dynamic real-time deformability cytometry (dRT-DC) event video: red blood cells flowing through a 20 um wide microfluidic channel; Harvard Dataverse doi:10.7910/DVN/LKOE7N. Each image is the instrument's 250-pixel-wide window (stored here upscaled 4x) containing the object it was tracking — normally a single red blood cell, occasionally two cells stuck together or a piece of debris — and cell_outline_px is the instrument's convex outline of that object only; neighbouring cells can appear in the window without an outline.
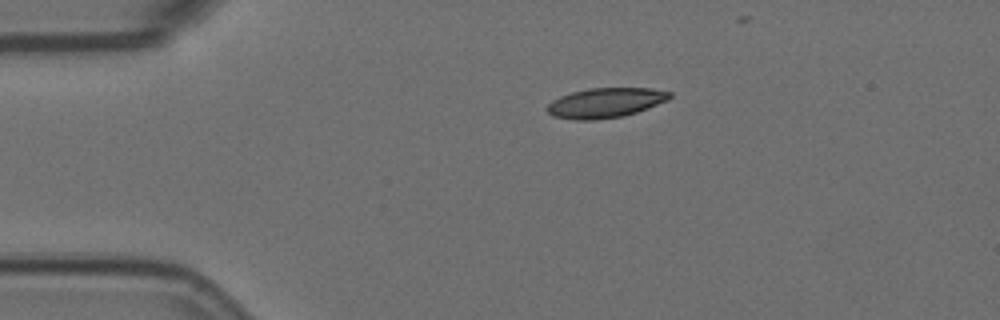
{"species": "Egyptian fruit bat (a non-hibernating species)", "species_latin": "Rousettus aegyptiacus", "temperature_condition": "room temperature", "stored_images_in_passage": 35, "camera_frame_rate_fps": 3000, "um_per_image_px": 0.085, "animal": {"sex": "female"}, "frame": {"image": 1, "passage_image": 1, "time_ms": 0.0, "image_size_px": [1000, 320], "cell_outline_px": [[672, 96], [668, 100], [648, 108], [624, 116], [592, 120], [576, 120], [552, 116], [544, 108], [552, 100], [560, 96], [572, 92], [588, 88], [652, 88], [672, 92]], "centroid_in_image_um": [51.45, 8.73], "position_along_channel_um": 33.5, "area_um2": 21.44}}
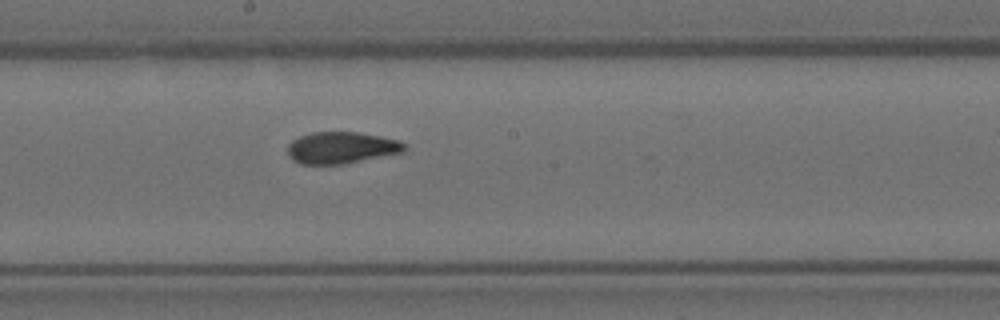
{"frame": {"image": 2, "passage_image": 20, "time_ms": 6.333, "image_size_px": [1000, 320], "cell_outline_px": [[408, 148], [404, 152], [340, 164], [300, 164], [292, 160], [288, 156], [288, 144], [292, 140], [300, 136], [312, 132], [356, 132], [380, 136], [400, 140]], "centroid_in_image_um": [29.01, 12.55], "position_along_channel_um": 219.2, "area_um2": 21.56}}
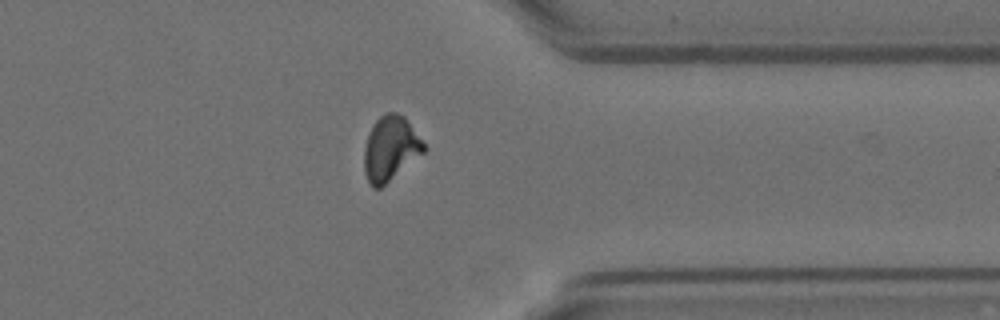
{"frame": {"image": 3, "passage_image": 34, "time_ms": 11.0, "image_size_px": [1000, 320], "cell_outline_px": [[428, 148], [424, 152], [380, 188], [372, 188], [364, 172], [364, 148], [372, 124], [384, 112], [396, 112], [404, 116]], "centroid_in_image_um": [33.18, 12.6], "position_along_channel_um": 378.2, "area_um2": 22.37}}